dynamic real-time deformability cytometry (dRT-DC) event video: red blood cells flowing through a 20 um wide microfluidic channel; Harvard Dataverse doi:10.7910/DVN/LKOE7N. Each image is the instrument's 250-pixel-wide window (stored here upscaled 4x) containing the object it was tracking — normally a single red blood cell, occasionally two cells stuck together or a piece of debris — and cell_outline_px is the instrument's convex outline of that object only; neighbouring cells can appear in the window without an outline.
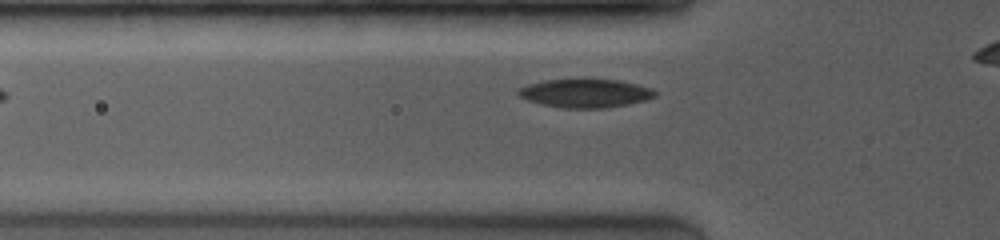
{"species": "common noctule bat (a hibernating species)", "species_latin": "Nyctalus noctula", "temperature_condition": "room temperature", "stored_images_in_passage": 5, "camera_frame_rate_fps": 4000, "um_per_image_px": 0.085, "animal": {"sex": "female", "body_mass_g": 19.0, "forearm_length_mm": 53.3}, "frame": {"image": 1, "passage_image": 5, "time_ms": 1.75, "image_size_px": [1000, 240], "cell_outline_px": [[656, 96], [644, 100], [628, 104], [604, 108], [560, 108], [540, 104], [516, 96], [516, 92], [520, 88], [528, 84], [544, 80], [616, 80], [636, 84], [652, 88], [656, 92]], "centroid_in_image_um": [49.71, 7.94], "position_along_channel_um": 76.1, "area_um2": 22.6}}